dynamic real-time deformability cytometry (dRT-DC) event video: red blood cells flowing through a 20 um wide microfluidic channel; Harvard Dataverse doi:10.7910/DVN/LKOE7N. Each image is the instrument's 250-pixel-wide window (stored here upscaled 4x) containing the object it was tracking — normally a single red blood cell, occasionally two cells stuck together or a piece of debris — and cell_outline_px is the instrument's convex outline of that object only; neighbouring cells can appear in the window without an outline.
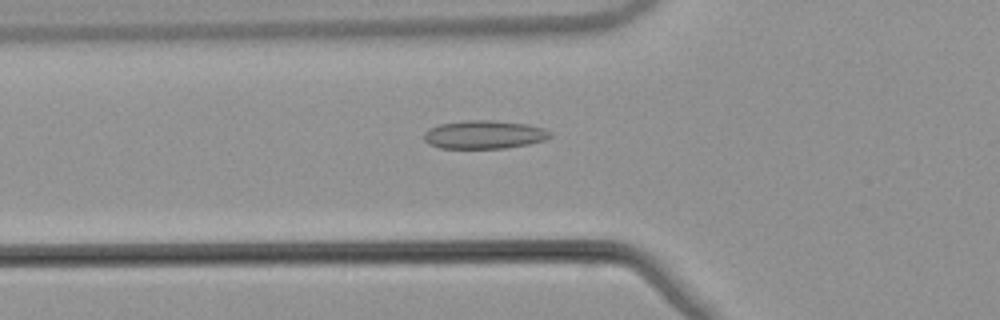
{"species": "common noctule bat (a hibernating species)", "species_latin": "Nyctalus noctula", "temperature_condition": "warm", "stored_images_in_passage": 39, "camera_frame_rate_fps": 3000, "um_per_image_px": 0.085, "animal": {"sex": "male", "body_mass_g": 21.5, "forearm_length_mm": 52.0}, "frame": {"image": 1, "passage_image": 5, "time_ms": 1.333, "image_size_px": [1000, 320], "cell_outline_px": [[552, 136], [544, 140], [528, 144], [504, 148], [440, 148], [428, 144], [424, 140], [424, 132], [428, 128], [440, 124], [464, 120], [492, 120], [528, 124], [544, 128], [552, 132]], "centroid_in_image_um": [41.15, 11.43], "position_along_channel_um": 84.7, "area_um2": 20.98}}
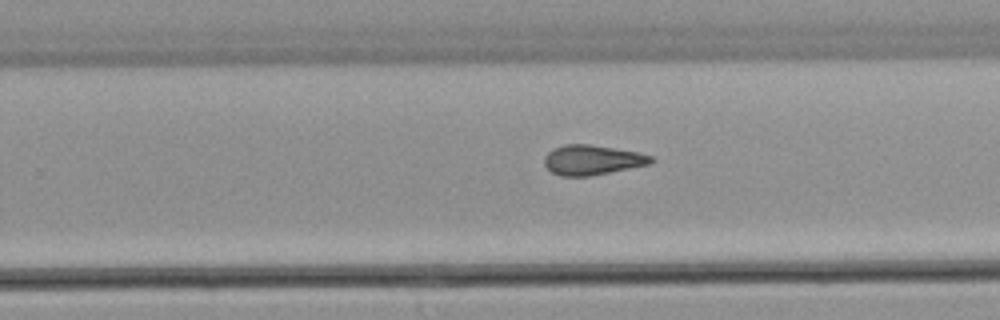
{"frame": {"image": 2, "passage_image": 20, "time_ms": 6.333, "image_size_px": [1000, 320], "cell_outline_px": [[656, 160], [648, 164], [588, 176], [560, 176], [552, 172], [544, 164], [544, 156], [552, 148], [564, 144], [588, 144], [640, 152], [652, 156]], "centroid_in_image_um": [50.31, 13.58], "position_along_channel_um": 279.5, "area_um2": 18.5}}
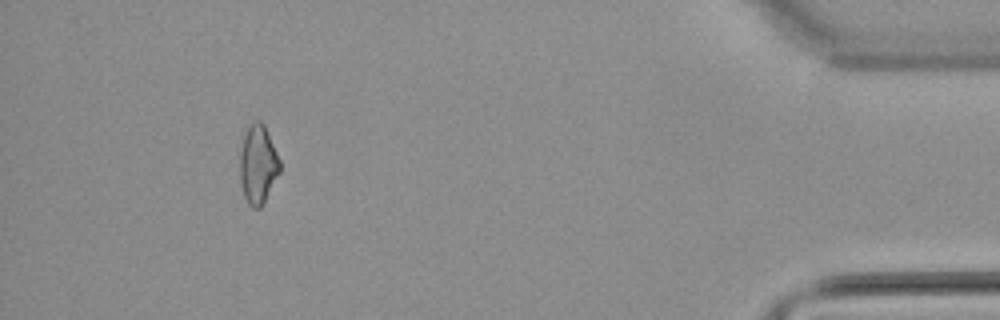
{"frame": {"image": 3, "passage_image": 35, "time_ms": 11.333, "image_size_px": [1000, 320], "cell_outline_px": [[280, 172], [264, 204], [260, 208], [252, 208], [248, 204], [244, 196], [240, 184], [240, 152], [244, 132], [248, 124], [256, 120], [260, 120], [264, 124], [280, 160]], "centroid_in_image_um": [21.92, 13.98], "position_along_channel_um": 413.3, "area_um2": 18.67}, "authors_computed_cell_mechanics": {"area_um2": 18.6116, "velocity_mm_per_s": 3.8888, "shape_relaxation_time_tau1_ms": null, "shape_relaxation_time_tau2_ms": 3.6441, "deformation_change_tau1": null, "deformation_change_tau2": 0.1143}}